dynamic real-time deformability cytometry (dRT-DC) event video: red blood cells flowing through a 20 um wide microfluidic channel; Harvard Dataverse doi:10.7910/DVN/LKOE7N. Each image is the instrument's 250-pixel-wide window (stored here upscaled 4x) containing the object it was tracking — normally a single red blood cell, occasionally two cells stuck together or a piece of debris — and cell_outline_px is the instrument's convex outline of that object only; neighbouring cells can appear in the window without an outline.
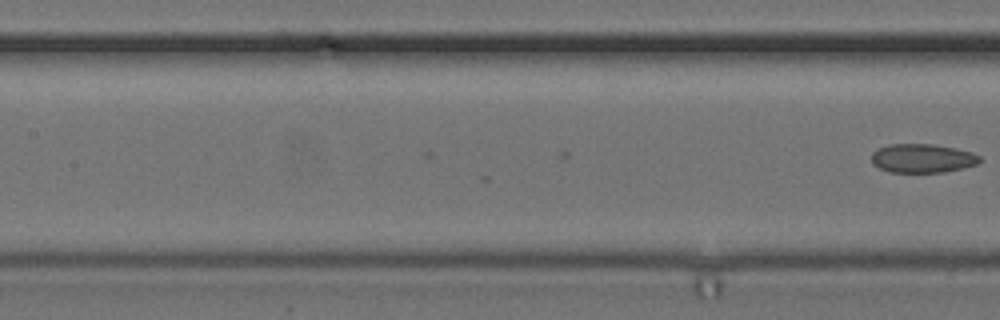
{"species": "common noctule bat (a hibernating species)", "species_latin": "Nyctalus noctula", "temperature_condition": "cold", "stored_images_in_passage": 23, "camera_frame_rate_fps": 3000, "um_per_image_px": 0.085, "animal": {"sex": "female", "body_mass_g": 24.6, "forearm_length_mm": 56.2}, "frame": {"image": 1, "passage_image": 23, "time_ms": 7.333, "image_size_px": [1000, 320], "cell_outline_px": [[980, 160], [976, 164], [964, 168], [944, 172], [892, 172], [880, 168], [872, 164], [872, 152], [888, 144], [932, 144], [956, 148], [972, 152], [980, 156]], "centroid_in_image_um": [78.41, 13.45], "position_along_channel_um": 129.0, "area_um2": 18.15}}